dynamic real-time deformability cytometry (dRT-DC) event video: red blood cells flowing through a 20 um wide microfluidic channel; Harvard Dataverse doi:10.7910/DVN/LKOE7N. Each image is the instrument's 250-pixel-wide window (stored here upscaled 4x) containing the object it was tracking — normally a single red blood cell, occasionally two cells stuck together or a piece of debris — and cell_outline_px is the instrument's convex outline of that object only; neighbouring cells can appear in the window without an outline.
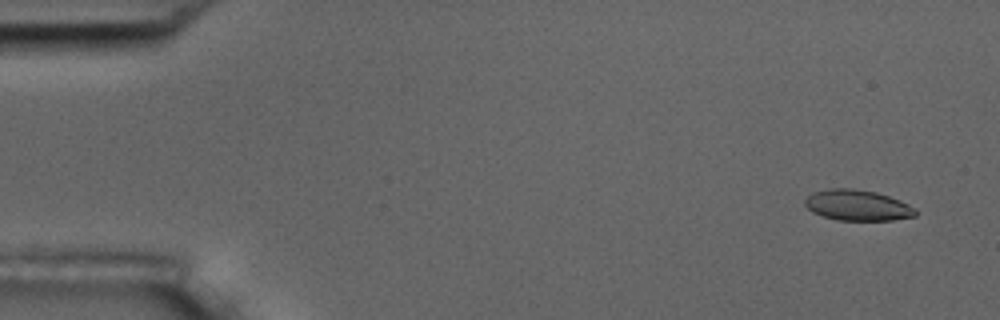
{"species": "common noctule bat (a hibernating species)", "species_latin": "Nyctalus noctula", "temperature_condition": "room temperature", "stored_images_in_passage": 5, "camera_frame_rate_fps": 3000, "um_per_image_px": 0.085, "animal": {"sex": "male", "body_mass_g": 17.5, "forearm_length_mm": 52.3}, "frame": {"image": 1, "passage_image": 1, "time_ms": 0.0, "image_size_px": [1000, 320], "cell_outline_px": [[916, 216], [892, 220], [836, 220], [812, 212], [804, 204], [804, 200], [812, 192], [828, 188], [852, 188], [876, 192], [900, 200], [916, 208]], "centroid_in_image_um": [72.87, 17.44], "position_along_channel_um": 12.1, "area_um2": 19.88}}
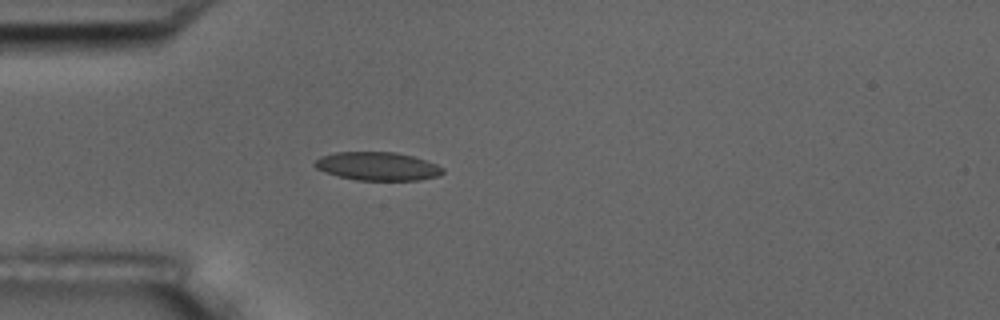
{"frame": {"image": 2, "passage_image": 5, "time_ms": 1.333, "image_size_px": [1000, 320], "cell_outline_px": [[444, 172], [440, 176], [420, 180], [356, 180], [340, 176], [316, 168], [312, 164], [320, 156], [336, 152], [396, 152], [412, 156], [436, 164], [444, 168]], "centroid_in_image_um": [32.11, 14.13], "position_along_channel_um": 52.9, "area_um2": 21.1}}